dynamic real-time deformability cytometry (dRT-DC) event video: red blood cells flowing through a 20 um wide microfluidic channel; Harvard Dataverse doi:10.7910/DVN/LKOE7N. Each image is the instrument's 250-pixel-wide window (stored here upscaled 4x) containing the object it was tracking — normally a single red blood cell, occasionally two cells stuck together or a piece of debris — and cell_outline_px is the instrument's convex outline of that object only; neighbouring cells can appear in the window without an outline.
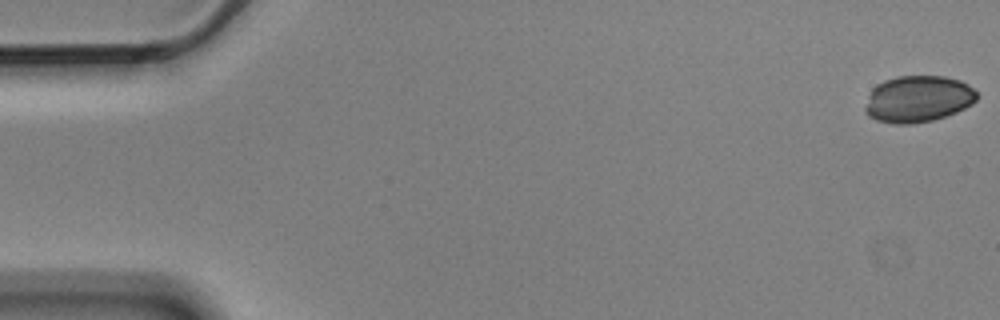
{"species": "Egyptian fruit bat (a non-hibernating species)", "species_latin": "Rousettus aegyptiacus", "temperature_condition": "cold", "stored_images_in_passage": 5, "camera_frame_rate_fps": 3000, "um_per_image_px": 0.085, "animal": {"sex": "male"}, "frame": {"image": 1, "passage_image": 1, "time_ms": 0.0, "image_size_px": [1000, 320], "cell_outline_px": [[976, 100], [972, 104], [956, 112], [932, 120], [912, 124], [896, 124], [876, 120], [868, 116], [864, 108], [868, 96], [872, 88], [876, 84], [884, 80], [896, 76], [944, 76], [960, 80], [968, 84], [976, 92]], "centroid_in_image_um": [78.0, 8.4], "position_along_channel_um": 7.0, "area_um2": 30.4}}
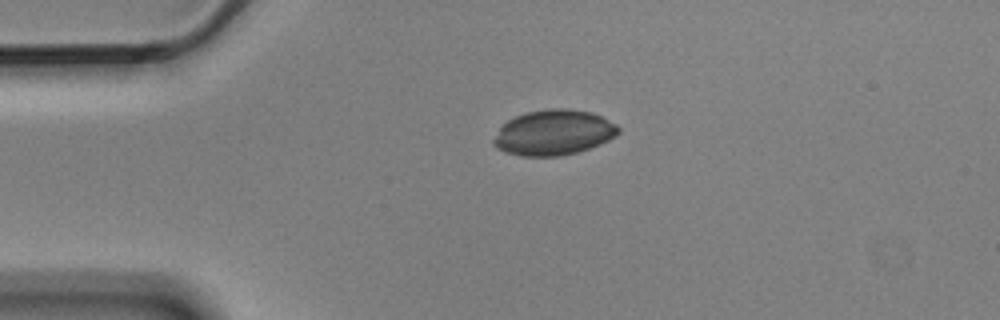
{"frame": {"image": 2, "passage_image": 3, "time_ms": 0.667, "image_size_px": [1000, 320], "cell_outline_px": [[620, 132], [616, 136], [600, 144], [576, 152], [560, 156], [520, 156], [504, 152], [496, 148], [492, 144], [492, 140], [500, 128], [508, 120], [524, 112], [552, 108], [568, 108], [592, 112], [616, 124], [620, 128]], "centroid_in_image_um": [47.05, 11.27], "position_along_channel_um": 38.0, "area_um2": 33.06}}
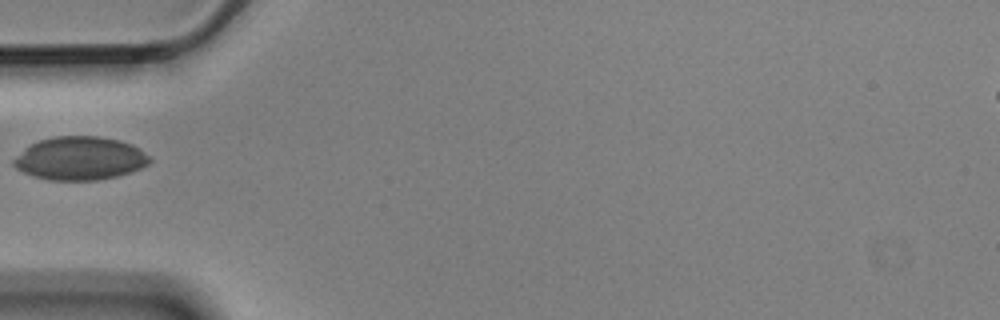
{"frame": {"image": 3, "passage_image": 5, "time_ms": 1.333, "image_size_px": [1000, 320], "cell_outline_px": [[152, 160], [148, 164], [140, 168], [116, 176], [96, 180], [48, 180], [32, 176], [16, 168], [12, 164], [12, 160], [24, 148], [40, 140], [56, 136], [96, 136], [120, 140], [132, 144], [140, 148]], "centroid_in_image_um": [6.78, 13.46], "position_along_channel_um": 78.2, "area_um2": 34.22}}